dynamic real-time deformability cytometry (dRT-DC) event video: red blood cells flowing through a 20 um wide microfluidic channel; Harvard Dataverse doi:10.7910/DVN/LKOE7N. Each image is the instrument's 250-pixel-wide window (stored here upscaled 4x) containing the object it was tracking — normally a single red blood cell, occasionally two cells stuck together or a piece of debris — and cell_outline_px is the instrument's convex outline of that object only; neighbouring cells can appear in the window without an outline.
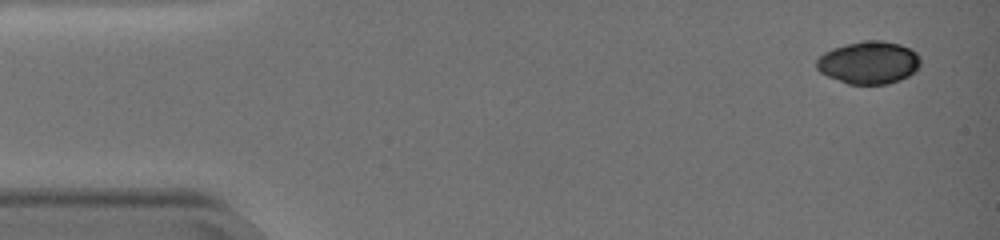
{"species": "common noctule bat (a hibernating species)", "species_latin": "Nyctalus noctula", "temperature_condition": "warm", "stored_images_in_passage": 36, "camera_frame_rate_fps": 3000, "um_per_image_px": 0.085, "animal": {"sex": "female", "body_mass_g": 19.0, "forearm_length_mm": 51.5}, "frame": {"image": 1, "passage_image": 1, "time_ms": 0.0, "image_size_px": [1000, 240], "cell_outline_px": [[920, 64], [916, 72], [900, 80], [888, 84], [848, 84], [828, 76], [820, 72], [816, 68], [816, 60], [824, 52], [832, 48], [864, 40], [880, 40], [900, 44], [916, 52], [920, 56]], "centroid_in_image_um": [73.86, 5.32], "position_along_channel_um": 11.1, "area_um2": 25.89}}
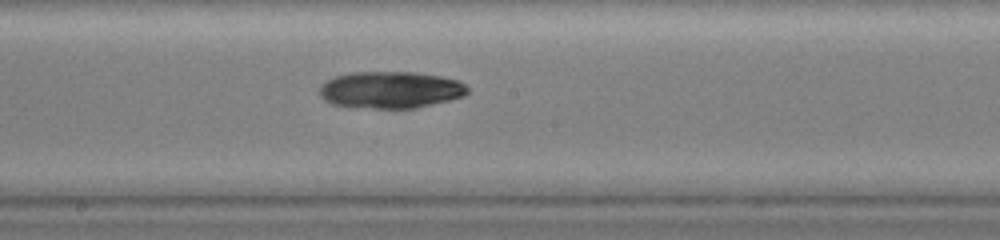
{"frame": {"image": 2, "passage_image": 21, "time_ms": 6.667, "image_size_px": [1000, 240], "cell_outline_px": [[468, 92], [464, 96], [416, 108], [372, 108], [332, 104], [324, 100], [320, 96], [320, 84], [336, 76], [352, 72], [416, 72], [440, 76], [460, 80], [468, 88]], "centroid_in_image_um": [33.2, 7.63], "position_along_channel_um": 215.0, "area_um2": 31.73}}
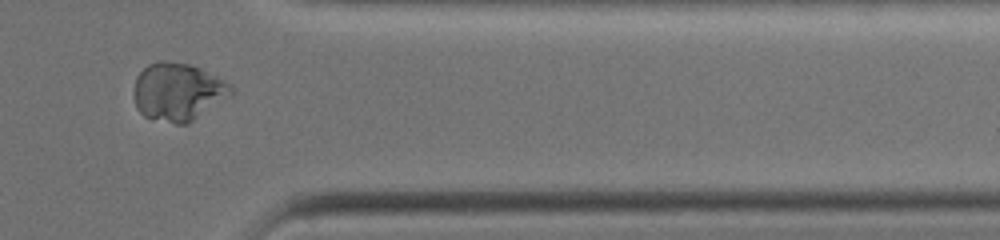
{"frame": {"image": 3, "passage_image": 31, "time_ms": 10.0, "image_size_px": [1000, 240], "cell_outline_px": [[236, 92], [232, 96], [192, 120], [184, 124], [176, 124], [152, 120], [144, 116], [136, 108], [132, 92], [136, 76], [148, 64], [156, 60], [164, 60], [192, 64], [232, 84]], "centroid_in_image_um": [15.12, 7.79], "position_along_channel_um": 396.3, "area_um2": 33.47}}